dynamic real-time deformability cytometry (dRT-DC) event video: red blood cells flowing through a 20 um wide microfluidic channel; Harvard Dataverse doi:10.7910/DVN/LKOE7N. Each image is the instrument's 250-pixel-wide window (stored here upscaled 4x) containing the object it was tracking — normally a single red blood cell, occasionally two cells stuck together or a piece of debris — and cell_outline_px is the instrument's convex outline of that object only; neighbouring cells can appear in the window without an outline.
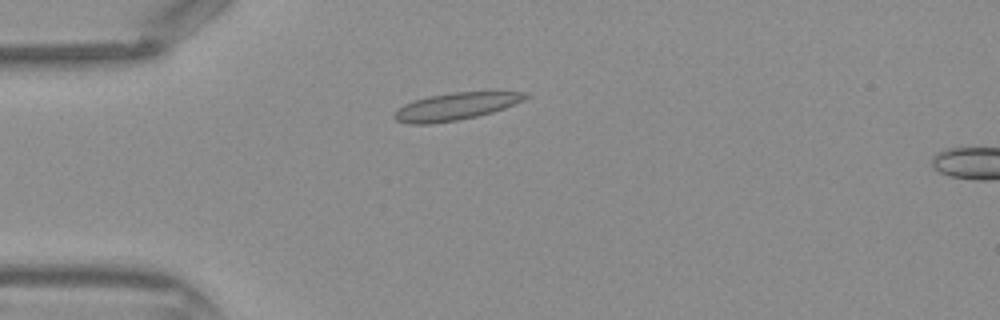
{"species": "Egyptian fruit bat (a non-hibernating species)", "species_latin": "Rousettus aegyptiacus", "temperature_condition": "warm", "stored_images_in_passage": 6, "camera_frame_rate_fps": 3000, "um_per_image_px": 0.085, "frame": {"image": 1, "passage_image": 4, "time_ms": 1.0, "image_size_px": [1000, 320], "cell_outline_px": [[532, 96], [524, 100], [504, 108], [492, 112], [476, 116], [456, 120], [432, 124], [408, 124], [396, 120], [392, 116], [392, 112], [404, 104], [412, 100], [428, 96], [452, 92], [496, 88], [524, 92]], "centroid_in_image_um": [38.82, 8.98], "position_along_channel_um": 46.2, "area_um2": 21.96}}